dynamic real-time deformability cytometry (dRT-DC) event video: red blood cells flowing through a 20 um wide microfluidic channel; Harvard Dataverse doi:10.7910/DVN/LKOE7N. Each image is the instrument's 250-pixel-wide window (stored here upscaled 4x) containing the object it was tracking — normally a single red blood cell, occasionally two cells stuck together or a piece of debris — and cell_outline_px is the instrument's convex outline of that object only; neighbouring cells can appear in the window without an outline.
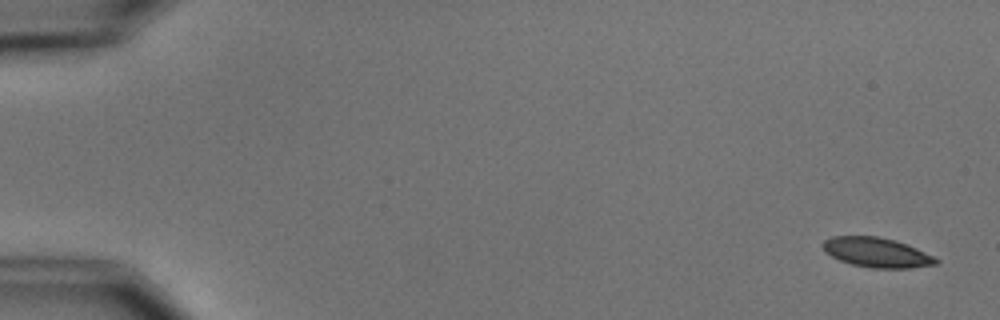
{"species": "common noctule bat (a hibernating species)", "species_latin": "Nyctalus noctula", "temperature_condition": "cold", "stored_images_in_passage": 6, "camera_frame_rate_fps": 3000, "um_per_image_px": 0.085, "animal": {"sex": "male", "body_mass_g": 15.6}, "frame": {"image": 1, "passage_image": 1, "time_ms": 0.0, "image_size_px": [1000, 320], "cell_outline_px": [[940, 260], [936, 264], [912, 268], [868, 268], [852, 264], [840, 260], [824, 252], [820, 244], [824, 240], [832, 236], [880, 236], [896, 240], [916, 248]], "centroid_in_image_um": [74.48, 21.45], "position_along_channel_um": 10.5, "area_um2": 19.71}}
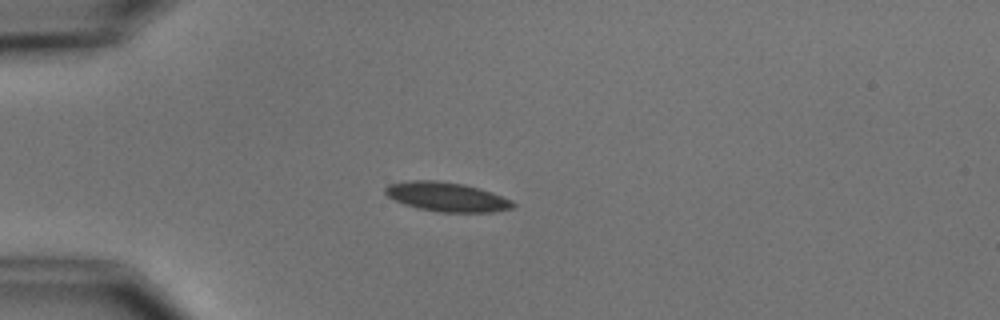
{"frame": {"image": 2, "passage_image": 4, "time_ms": 4.333, "image_size_px": [1000, 320], "cell_outline_px": [[516, 204], [512, 208], [492, 212], [440, 212], [416, 208], [404, 204], [388, 196], [384, 192], [384, 188], [388, 184], [408, 180], [436, 180], [464, 184], [480, 188], [492, 192], [512, 200]], "centroid_in_image_um": [37.97, 16.72], "position_along_channel_um": 47.0, "area_um2": 21.91}}